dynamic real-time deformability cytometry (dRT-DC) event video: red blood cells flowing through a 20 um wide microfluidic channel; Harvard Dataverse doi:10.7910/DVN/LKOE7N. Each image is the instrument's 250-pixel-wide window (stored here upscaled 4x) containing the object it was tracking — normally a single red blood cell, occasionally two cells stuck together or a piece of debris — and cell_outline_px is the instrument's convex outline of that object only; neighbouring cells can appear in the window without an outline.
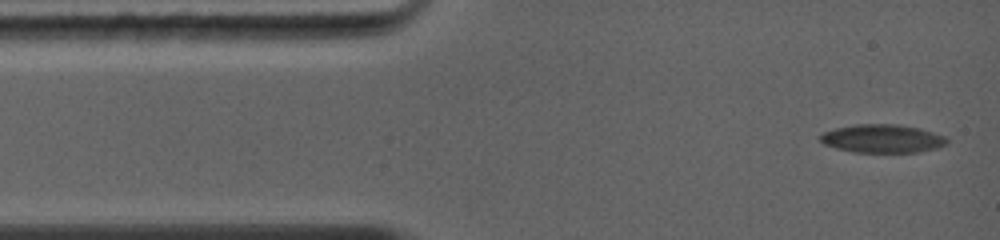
{"species": "common noctule bat (a hibernating species)", "species_latin": "Nyctalus noctula", "temperature_condition": "warm", "stored_images_in_passage": 43, "camera_frame_rate_fps": 5000, "um_per_image_px": 0.085, "animal": {"sex": "female", "body_mass_g": 19.0, "forearm_length_mm": 56.7}, "frame": {"image": 1, "passage_image": 1, "time_ms": 0.0, "image_size_px": [1000, 240], "cell_outline_px": [[948, 144], [936, 148], [920, 152], [852, 152], [836, 148], [824, 144], [820, 140], [820, 136], [824, 132], [836, 128], [860, 124], [896, 124], [916, 128], [944, 136], [948, 140]], "centroid_in_image_um": [74.99, 11.79], "position_along_channel_um": 10.0, "area_um2": 20.63}}
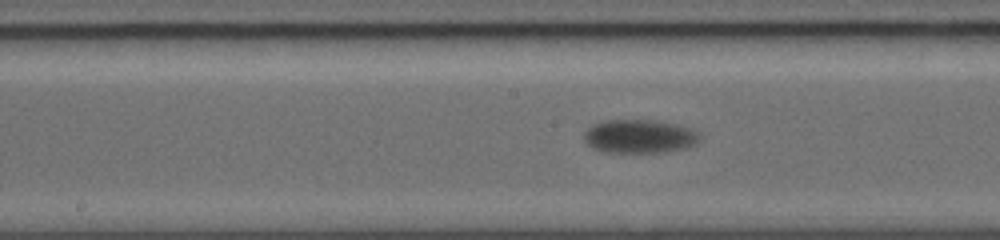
{"frame": {"image": 2, "passage_image": 19, "time_ms": 6.0, "image_size_px": [1000, 240], "cell_outline_px": [[700, 140], [696, 144], [688, 148], [668, 152], [604, 152], [592, 148], [584, 140], [584, 132], [592, 124], [608, 120], [652, 120], [676, 124], [688, 128], [696, 132], [700, 136]], "centroid_in_image_um": [54.35, 11.6], "position_along_channel_um": 193.8, "area_um2": 22.72}}
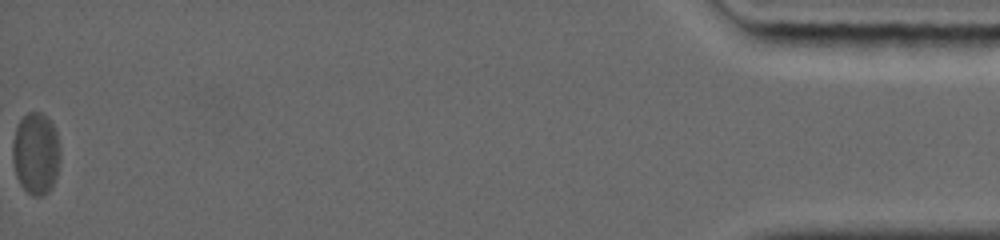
{"frame": {"image": 3, "passage_image": 43, "time_ms": 15.4, "image_size_px": [1000, 240], "cell_outline_px": [[60, 160], [56, 176], [52, 188], [44, 196], [32, 196], [20, 184], [16, 176], [12, 160], [12, 140], [16, 128], [20, 120], [28, 112], [40, 112], [48, 116], [56, 132], [60, 148]], "centroid_in_image_um": [3.05, 13.05], "position_along_channel_um": 432.2, "area_um2": 23.06}, "authors_computed_cell_mechanics": {"area_um2": 22.0796, "velocity_mm_per_s": 4.1232, "shape_relaxation_time_tau1_ms": 2.3267, "shape_relaxation_time_tau2_ms": null, "deformation_change_tau1": 0.0897, "deformation_change_tau2": null}}